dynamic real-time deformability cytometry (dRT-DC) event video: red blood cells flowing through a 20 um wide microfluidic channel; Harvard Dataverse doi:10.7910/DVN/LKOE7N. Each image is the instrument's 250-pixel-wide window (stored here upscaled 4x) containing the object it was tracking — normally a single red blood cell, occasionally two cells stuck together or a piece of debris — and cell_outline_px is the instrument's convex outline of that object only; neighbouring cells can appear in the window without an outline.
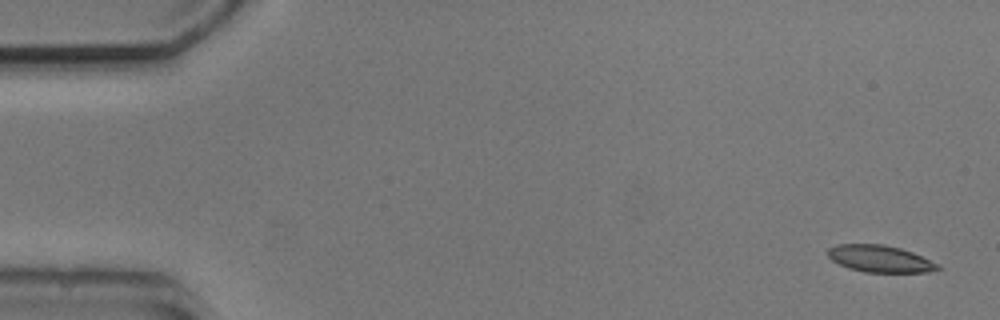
{"species": "common noctule bat (a hibernating species)", "species_latin": "Nyctalus noctula", "temperature_condition": "cold", "stored_images_in_passage": 3, "camera_frame_rate_fps": 3000, "um_per_image_px": 0.085, "animal": {"sex": "male", "body_mass_g": 20.5, "forearm_length_mm": 52.5}, "frame": {"image": 1, "passage_image": 1, "time_ms": 0.0, "image_size_px": [1000, 320], "cell_outline_px": [[940, 268], [928, 272], [864, 272], [848, 268], [832, 260], [828, 256], [828, 248], [836, 244], [884, 244], [900, 248], [912, 252], [940, 264]], "centroid_in_image_um": [74.79, 21.99], "position_along_channel_um": 10.2, "area_um2": 17.22}}